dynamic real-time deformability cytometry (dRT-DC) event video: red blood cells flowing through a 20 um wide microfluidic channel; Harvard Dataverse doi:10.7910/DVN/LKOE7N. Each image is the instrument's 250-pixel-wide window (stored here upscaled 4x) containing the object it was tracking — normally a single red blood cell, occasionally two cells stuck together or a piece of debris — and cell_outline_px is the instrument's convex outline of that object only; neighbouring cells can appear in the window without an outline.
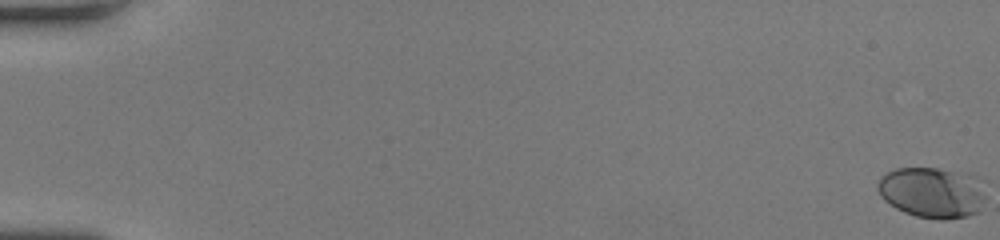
{"species": "human", "species_latin": "Homo sapiens", "temperature_condition": "room temperature", "stored_images_in_passage": 52, "camera_frame_rate_fps": 3000, "um_per_image_px": 0.085, "donor": {"sex": "female"}, "frame": {"image": 1, "passage_image": 1, "time_ms": 0.0, "image_size_px": [1000, 240], "cell_outline_px": [[984, 200], [980, 212], [968, 216], [944, 220], [940, 220], [916, 216], [904, 212], [896, 208], [884, 200], [880, 196], [876, 188], [876, 184], [880, 176], [896, 168], [936, 168], [976, 176], [984, 180]], "centroid_in_image_um": [79.25, 16.37], "position_along_channel_um": 5.8, "area_um2": 32.48}}
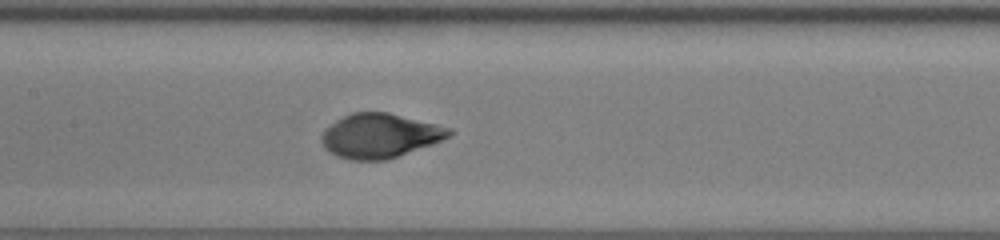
{"frame": {"image": 2, "passage_image": 28, "time_ms": 9.0, "image_size_px": [1000, 240], "cell_outline_px": [[456, 132], [432, 144], [388, 160], [348, 160], [336, 156], [328, 152], [324, 148], [320, 140], [320, 136], [324, 128], [336, 120], [352, 112], [388, 112], [452, 128]], "centroid_in_image_um": [32.25, 11.54], "position_along_channel_um": 175.2, "area_um2": 33.23}}
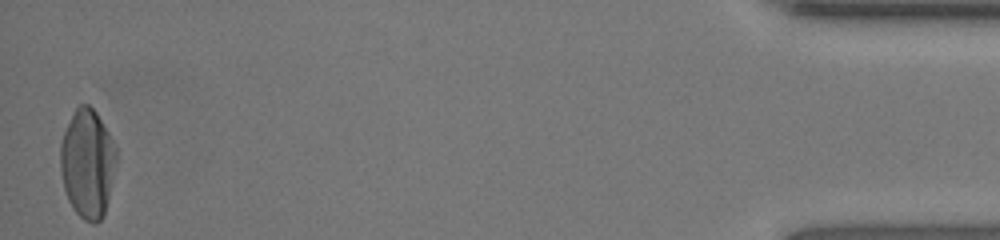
{"frame": {"image": 3, "passage_image": 52, "time_ms": 17.0, "image_size_px": [1000, 240], "cell_outline_px": [[116, 160], [108, 200], [104, 216], [96, 224], [92, 224], [84, 220], [72, 208], [68, 200], [64, 188], [60, 172], [60, 140], [76, 108], [80, 104], [88, 104], [96, 112], [108, 132], [116, 148]], "centroid_in_image_um": [7.42, 13.92], "position_along_channel_um": 427.8, "area_um2": 35.37}, "authors_computed_cell_mechanics": {"area_um2": 32.4258, "velocity_mm_per_s": 4.2182, "shape_relaxation_time_tau1_ms": 3.7747, "shape_relaxation_time_tau2_ms": null, "deformation_change_tau1": 0.2171, "deformation_change_tau2": null}}